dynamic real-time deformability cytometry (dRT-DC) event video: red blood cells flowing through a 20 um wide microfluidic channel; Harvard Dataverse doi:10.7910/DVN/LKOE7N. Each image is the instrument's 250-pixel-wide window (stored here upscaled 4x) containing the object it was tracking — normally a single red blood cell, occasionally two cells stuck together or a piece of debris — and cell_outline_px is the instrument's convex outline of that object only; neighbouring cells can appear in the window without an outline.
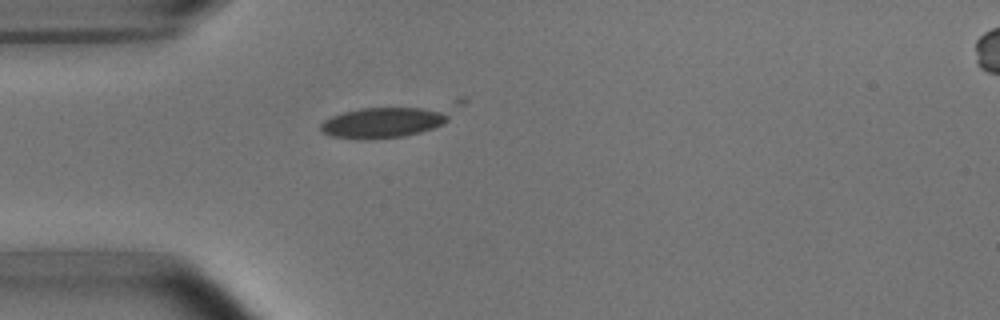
{"species": "common noctule bat (a hibernating species)", "species_latin": "Nyctalus noctula", "temperature_condition": "room temperature", "stored_images_in_passage": 6, "camera_frame_rate_fps": 3000, "um_per_image_px": 0.085, "animal": {"sex": "male", "body_mass_g": 15.6}, "frame": {"image": 1, "passage_image": 6, "time_ms": 6.0, "image_size_px": [1000, 320], "cell_outline_px": [[468, 100], [448, 120], [432, 128], [420, 132], [404, 136], [372, 140], [360, 140], [332, 136], [324, 132], [320, 128], [320, 124], [324, 120], [332, 116], [344, 112], [360, 108], [460, 96], [464, 96]], "centroid_in_image_um": [33.34, 10.13], "position_along_channel_um": 51.7, "area_um2": 28.21}}